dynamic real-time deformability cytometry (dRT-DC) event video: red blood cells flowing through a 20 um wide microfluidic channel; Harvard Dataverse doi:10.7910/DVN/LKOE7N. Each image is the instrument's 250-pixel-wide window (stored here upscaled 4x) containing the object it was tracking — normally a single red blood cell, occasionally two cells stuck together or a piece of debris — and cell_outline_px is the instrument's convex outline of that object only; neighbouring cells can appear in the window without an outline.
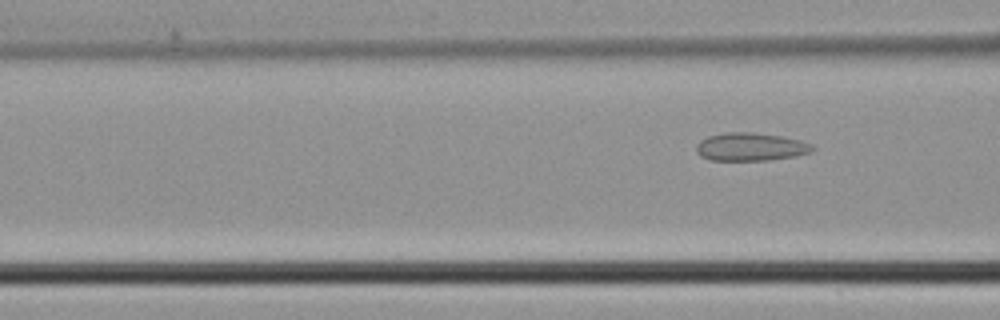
{"species": "common noctule bat (a hibernating species)", "species_latin": "Nyctalus noctula", "temperature_condition": "cold", "stored_images_in_passage": 6, "segment_of_instrument_passage": [2, 2], "camera_frame_rate_fps": 3000, "um_per_image_px": 0.085, "animal": {"sex": "male", "body_mass_g": 21.5, "forearm_length_mm": 52.0}, "frame": {"image": 1, "passage_image": 6, "time_ms": 1.667, "image_size_px": [1000, 320], "cell_outline_px": [[816, 148], [812, 152], [796, 156], [768, 160], [708, 160], [700, 156], [696, 152], [696, 144], [700, 140], [708, 136], [724, 132], [752, 132], [780, 136], [800, 140], [812, 144]], "centroid_in_image_um": [63.79, 12.48], "position_along_channel_um": 102.8, "area_um2": 19.19}}